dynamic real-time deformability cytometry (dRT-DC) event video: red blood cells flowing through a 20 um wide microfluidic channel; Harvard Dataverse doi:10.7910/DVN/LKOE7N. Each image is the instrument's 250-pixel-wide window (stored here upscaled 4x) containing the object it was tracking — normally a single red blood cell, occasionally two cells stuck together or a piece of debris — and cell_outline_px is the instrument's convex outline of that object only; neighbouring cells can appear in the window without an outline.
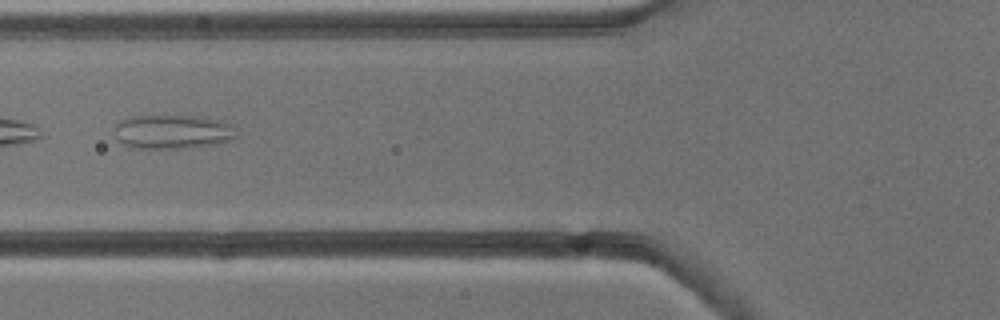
{"species": "common noctule bat (a hibernating species)", "species_latin": "Nyctalus noctula", "temperature_condition": "cold", "stored_images_in_passage": 5, "camera_frame_rate_fps": 3000, "um_per_image_px": 0.085, "animal": {"sex": "male", "body_mass_g": 13.3}, "frame": {"image": 1, "passage_image": 5, "time_ms": 4.667, "image_size_px": [1000, 320], "cell_outline_px": [[236, 136], [232, 140], [212, 144], [184, 148], [132, 148], [124, 144], [116, 136], [116, 124], [120, 120], [132, 116], [188, 116], [216, 120], [228, 124]], "centroid_in_image_um": [14.6, 11.21], "position_along_channel_um": 111.2, "area_um2": 23.52}}